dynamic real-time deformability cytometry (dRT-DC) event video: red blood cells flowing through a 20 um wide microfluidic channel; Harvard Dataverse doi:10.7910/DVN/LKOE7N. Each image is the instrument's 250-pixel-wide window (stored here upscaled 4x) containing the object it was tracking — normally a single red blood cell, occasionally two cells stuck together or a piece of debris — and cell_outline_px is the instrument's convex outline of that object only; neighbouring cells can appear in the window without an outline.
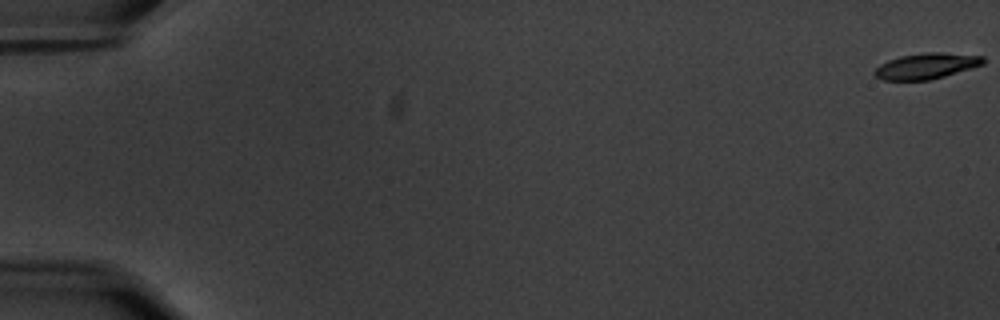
{"species": "common noctule bat (a hibernating species)", "species_latin": "Nyctalus noctula", "temperature_condition": "warm", "stored_images_in_passage": 60, "camera_frame_rate_fps": 3000, "um_per_image_px": 0.085, "animal": {"sex": "male", "body_mass_g": 20.1, "forearm_length_mm": 53.5}, "frame": {"image": 1, "passage_image": 1, "time_ms": 0.0, "image_size_px": [1000, 320], "cell_outline_px": [[984, 64], [944, 76], [928, 80], [884, 80], [876, 76], [872, 72], [880, 64], [888, 60], [900, 56], [928, 52], [940, 52], [984, 56]], "centroid_in_image_um": [78.72, 5.6], "position_along_channel_um": 6.3, "area_um2": 16.18}}
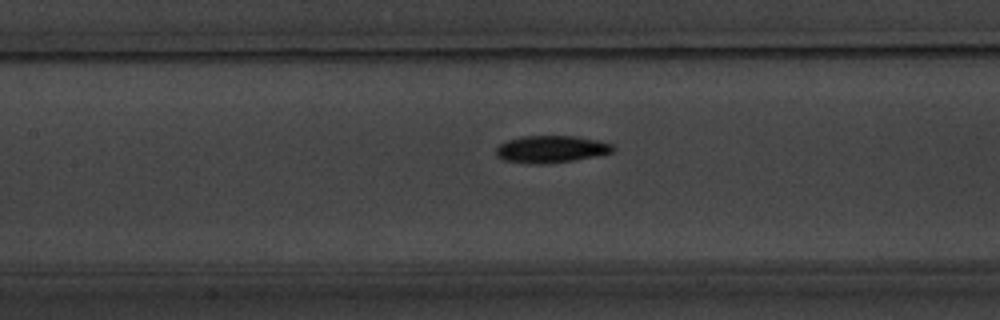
{"frame": {"image": 2, "passage_image": 29, "time_ms": 9.333, "image_size_px": [1000, 320], "cell_outline_px": [[616, 148], [612, 152], [596, 156], [572, 160], [544, 164], [532, 164], [500, 160], [496, 156], [496, 148], [500, 144], [508, 140], [520, 136], [576, 136], [596, 140], [612, 144]], "centroid_in_image_um": [46.8, 12.68], "position_along_channel_um": 160.6, "area_um2": 18.55}}
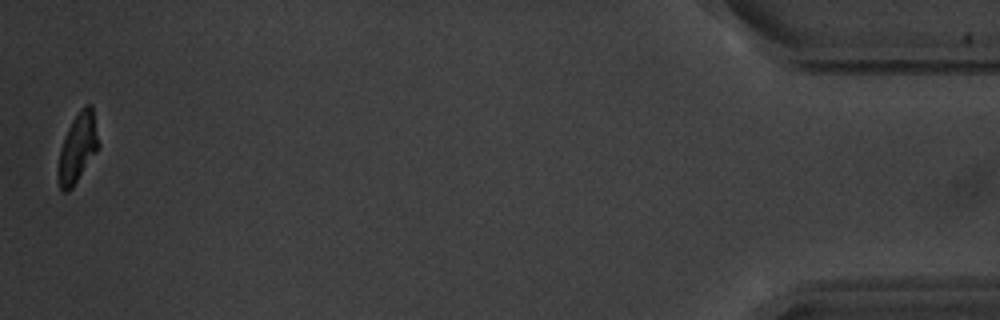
{"frame": {"image": 3, "passage_image": 59, "time_ms": 19.333, "image_size_px": [1000, 320], "cell_outline_px": [[100, 144], [96, 152], [72, 188], [68, 192], [64, 192], [60, 188], [56, 176], [56, 172], [60, 152], [68, 128], [72, 120], [80, 108], [84, 104], [92, 104]], "centroid_in_image_um": [6.6, 12.56], "position_along_channel_um": 428.6, "area_um2": 16.36}, "authors_computed_cell_mechanics": {"area_um2": 17.6579, "velocity_mm_per_s": 3.5178, "shape_relaxation_time_tau1_ms": 2.8269, "shape_relaxation_time_tau2_ms": 4.1386, "deformation_change_tau1": 0.1613, "deformation_change_tau2": 0.0845}}